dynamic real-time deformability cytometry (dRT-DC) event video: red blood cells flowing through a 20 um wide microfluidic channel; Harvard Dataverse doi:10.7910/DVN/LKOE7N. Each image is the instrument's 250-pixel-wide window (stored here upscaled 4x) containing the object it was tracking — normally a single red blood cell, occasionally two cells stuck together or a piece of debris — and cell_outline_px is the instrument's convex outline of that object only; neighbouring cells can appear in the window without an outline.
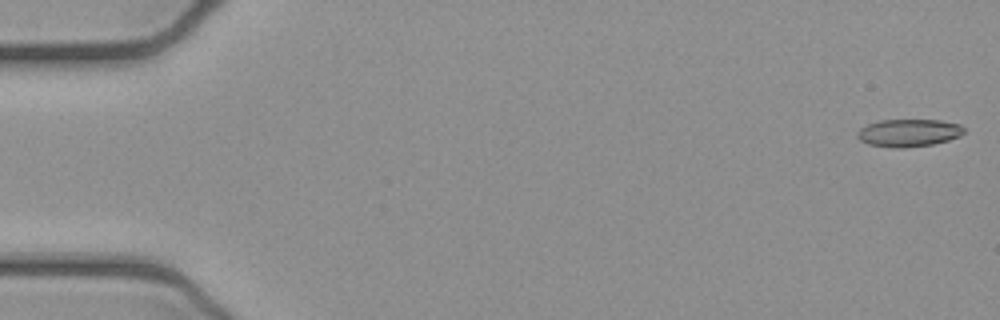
{"species": "common noctule bat (a hibernating species)", "species_latin": "Nyctalus noctula", "temperature_condition": "cold", "stored_images_in_passage": 52, "camera_frame_rate_fps": 3000, "um_per_image_px": 0.085, "animal": {"sex": "female", "body_mass_g": 21.9}, "frame": {"image": 1, "passage_image": 1, "time_ms": 0.0, "image_size_px": [1000, 320], "cell_outline_px": [[964, 132], [960, 136], [948, 140], [932, 144], [904, 148], [892, 148], [868, 144], [860, 140], [856, 136], [856, 132], [860, 128], [868, 124], [880, 120], [940, 120], [960, 124], [964, 128]], "centroid_in_image_um": [77.22, 11.29], "position_along_channel_um": 7.8, "area_um2": 17.22}}
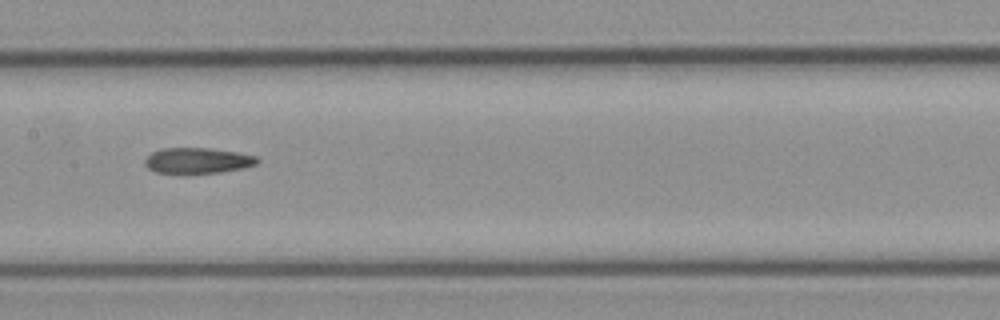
{"frame": {"image": 2, "passage_image": 26, "time_ms": 8.333, "image_size_px": [1000, 320], "cell_outline_px": [[260, 160], [256, 164], [244, 168], [220, 172], [156, 172], [148, 168], [144, 164], [144, 160], [152, 152], [160, 148], [212, 148], [236, 152], [256, 156]], "centroid_in_image_um": [16.8, 13.63], "position_along_channel_um": 190.6, "area_um2": 16.59}}
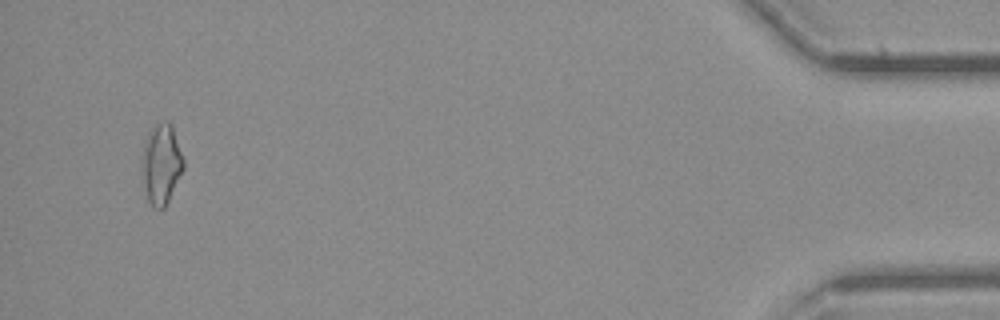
{"frame": {"image": 3, "passage_image": 50, "time_ms": 16.333, "image_size_px": [1000, 320], "cell_outline_px": [[184, 168], [164, 208], [152, 208], [148, 200], [140, 172], [140, 160], [144, 144], [148, 132], [156, 124], [164, 120], [168, 120], [172, 124], [184, 160]], "centroid_in_image_um": [13.68, 13.91], "position_along_channel_um": 421.5, "area_um2": 19.71}, "authors_computed_cell_mechanics": {"area_um2": 17.5134, "velocity_mm_per_s": 3.9239, "shape_relaxation_time_tau1_ms": null, "shape_relaxation_time_tau2_ms": 6.9282, "deformation_change_tau1": null, "deformation_change_tau2": 0.1666}}